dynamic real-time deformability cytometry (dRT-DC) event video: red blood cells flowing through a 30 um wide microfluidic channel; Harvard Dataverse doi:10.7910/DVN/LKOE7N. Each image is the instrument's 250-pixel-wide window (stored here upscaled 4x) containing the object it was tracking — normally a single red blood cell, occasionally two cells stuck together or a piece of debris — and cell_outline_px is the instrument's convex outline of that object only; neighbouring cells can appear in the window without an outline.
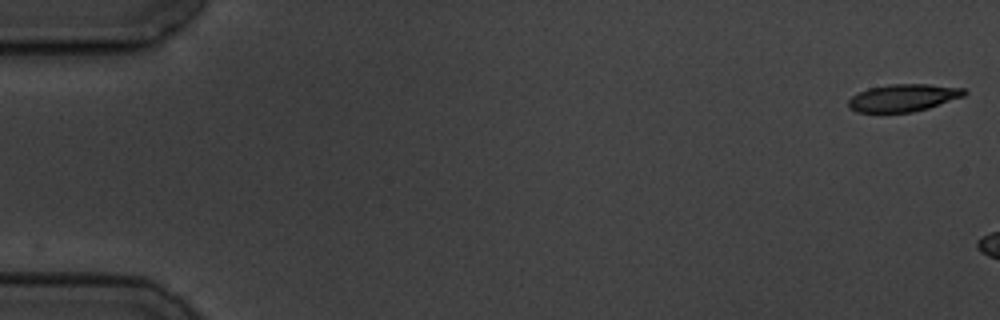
{"species": "common noctule bat (a hibernating species)", "species_latin": "Nyctalus noctula", "temperature_condition": "cold", "stored_images_in_passage": 3, "camera_frame_rate_fps": 3000, "um_per_image_px": 0.085, "animal": {"sex": "male", "body_mass_g": 19.5, "forearm_length_mm": 54.6}, "frame": {"image": 1, "passage_image": 1, "time_ms": 0.0, "image_size_px": [1000, 320], "cell_outline_px": [[968, 92], [964, 96], [928, 108], [912, 112], [856, 112], [848, 108], [848, 100], [852, 96], [868, 88], [888, 84], [928, 84], [964, 88]], "centroid_in_image_um": [76.77, 8.31], "position_along_channel_um": 8.2, "area_um2": 18.5}}